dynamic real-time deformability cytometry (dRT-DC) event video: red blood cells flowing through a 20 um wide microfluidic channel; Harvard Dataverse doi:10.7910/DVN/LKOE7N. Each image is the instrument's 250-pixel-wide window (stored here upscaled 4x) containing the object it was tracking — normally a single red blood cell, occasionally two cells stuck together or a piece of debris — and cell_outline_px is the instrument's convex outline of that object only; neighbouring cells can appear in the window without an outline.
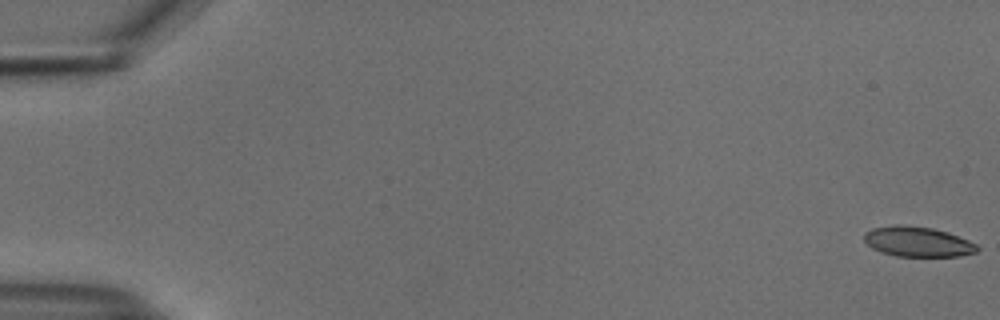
{"species": "common noctule bat (a hibernating species)", "species_latin": "Nyctalus noctula", "temperature_condition": "cold", "stored_images_in_passage": 55, "camera_frame_rate_fps": 3000, "um_per_image_px": 0.085, "animal": {"sex": "male", "body_mass_g": 18.8}, "frame": {"image": 1, "passage_image": 1, "time_ms": 0.0, "image_size_px": [1000, 320], "cell_outline_px": [[980, 248], [976, 252], [960, 256], [896, 256], [880, 252], [872, 248], [864, 240], [864, 232], [872, 228], [892, 224], [904, 224], [932, 228], [948, 232], [968, 240], [976, 244]], "centroid_in_image_um": [77.98, 20.53], "position_along_channel_um": 7.0, "area_um2": 20.0}}
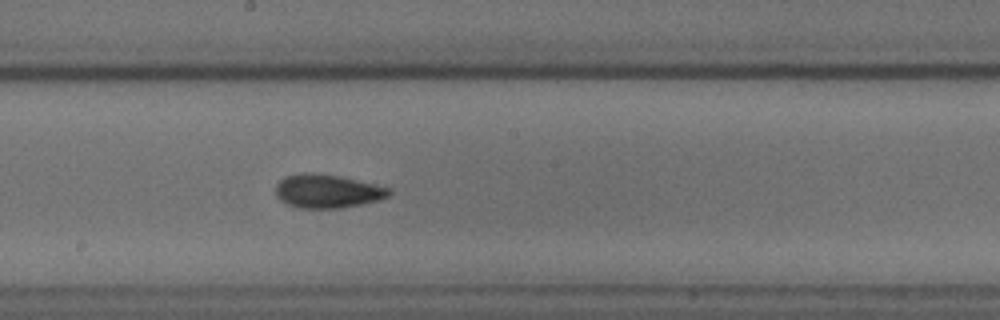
{"frame": {"image": 2, "passage_image": 31, "time_ms": 10.0, "image_size_px": [1000, 320], "cell_outline_px": [[392, 192], [388, 196], [380, 200], [344, 208], [300, 208], [288, 204], [280, 200], [276, 196], [276, 184], [284, 176], [300, 172], [312, 172], [340, 176], [376, 184], [392, 188]], "centroid_in_image_um": [27.84, 16.24], "position_along_channel_um": 220.4, "area_um2": 22.54}}
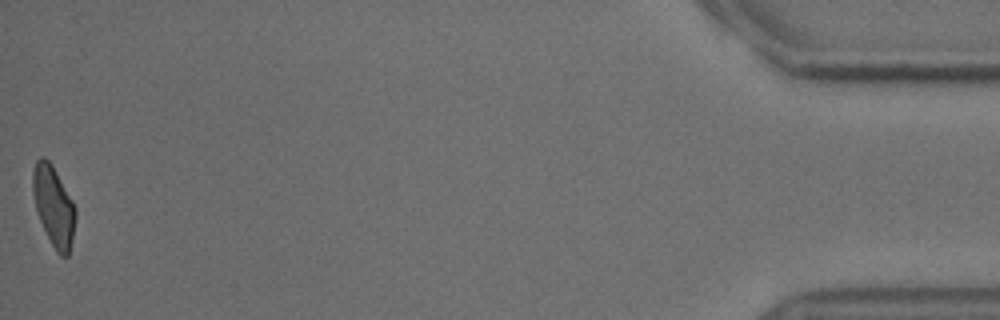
{"frame": {"image": 3, "passage_image": 55, "time_ms": 18.0, "image_size_px": [1000, 320], "cell_outline_px": [[76, 216], [72, 240], [68, 256], [60, 256], [56, 252], [36, 212], [32, 192], [32, 172], [36, 160], [40, 156], [44, 156], [52, 164], [72, 200], [76, 208]], "centroid_in_image_um": [4.55, 17.49], "position_along_channel_um": 430.7, "area_um2": 19.94}, "authors_computed_cell_mechanics": {"area_um2": 21.097, "velocity_mm_per_s": 3.7494, "shape_relaxation_time_tau1_ms": 5.9015, "shape_relaxation_time_tau2_ms": 4.2029, "deformation_change_tau1": 0.145, "deformation_change_tau2": 0.0808}}